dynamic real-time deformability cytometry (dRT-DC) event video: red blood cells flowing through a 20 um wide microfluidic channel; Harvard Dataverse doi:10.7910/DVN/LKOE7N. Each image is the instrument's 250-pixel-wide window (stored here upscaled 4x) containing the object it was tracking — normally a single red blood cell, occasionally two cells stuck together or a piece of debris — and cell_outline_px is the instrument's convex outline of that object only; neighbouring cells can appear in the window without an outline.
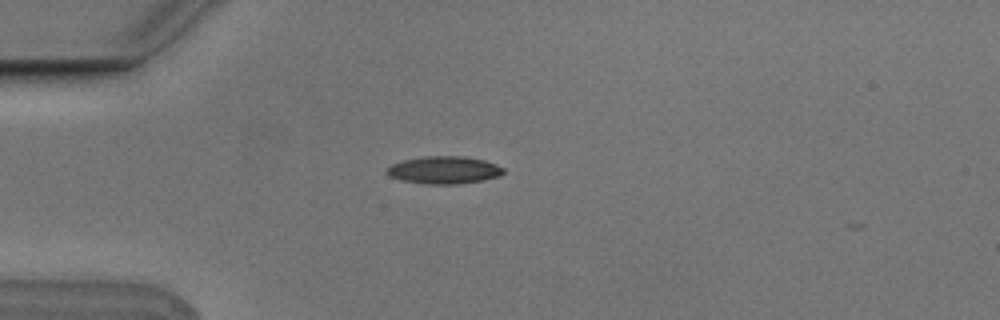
{"species": "Egyptian fruit bat (a non-hibernating species)", "species_latin": "Rousettus aegyptiacus", "temperature_condition": "cold", "stored_images_in_passage": 2, "camera_frame_rate_fps": 3000, "um_per_image_px": 0.085, "animal": {"sex": "male"}, "frame": {"image": 1, "passage_image": 1, "time_ms": 0.0, "image_size_px": [1000, 320], "cell_outline_px": [[504, 172], [500, 176], [484, 180], [460, 184], [424, 184], [400, 180], [388, 176], [384, 172], [392, 164], [404, 160], [424, 156], [464, 156], [484, 160], [496, 164], [504, 168]], "centroid_in_image_um": [37.74, 14.46], "position_along_channel_um": 47.3, "area_um2": 18.9}}